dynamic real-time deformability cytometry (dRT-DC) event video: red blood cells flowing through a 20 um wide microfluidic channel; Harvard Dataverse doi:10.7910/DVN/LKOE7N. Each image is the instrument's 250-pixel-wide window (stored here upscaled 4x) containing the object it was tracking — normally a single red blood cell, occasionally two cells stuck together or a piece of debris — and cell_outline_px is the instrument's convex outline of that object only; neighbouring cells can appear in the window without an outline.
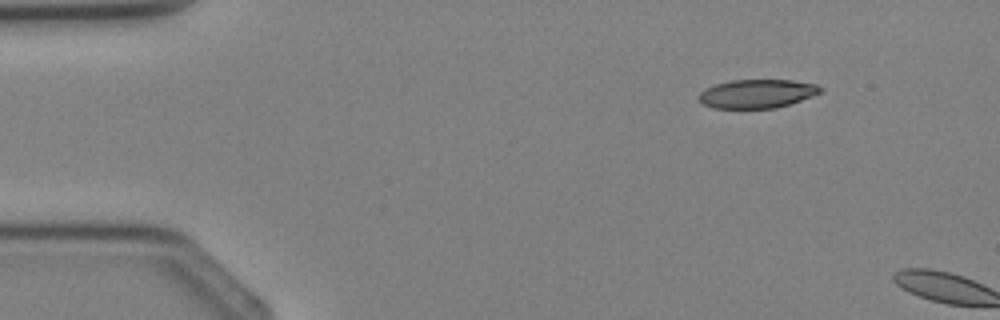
{"species": "Egyptian fruit bat (a non-hibernating species)", "species_latin": "Rousettus aegyptiacus", "temperature_condition": "cold", "stored_images_in_passage": 2, "camera_frame_rate_fps": 3000, "um_per_image_px": 0.085, "animal": {"sex": "female"}, "frame": {"image": 1, "passage_image": 1, "time_ms": 0.0, "image_size_px": [1000, 320], "cell_outline_px": [[824, 92], [776, 108], [712, 108], [704, 104], [696, 96], [704, 88], [716, 84], [732, 80], [792, 80], [816, 84], [824, 88]], "centroid_in_image_um": [64.35, 7.96], "position_along_channel_um": 20.6, "area_um2": 20.4}}